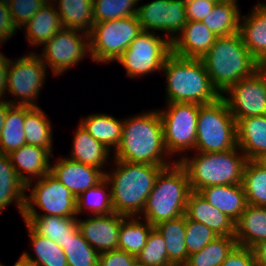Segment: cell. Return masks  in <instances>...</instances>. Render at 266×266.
Returning <instances> with one entry per match:
<instances>
[{
    "instance_id": "1",
    "label": "cell",
    "mask_w": 266,
    "mask_h": 266,
    "mask_svg": "<svg viewBox=\"0 0 266 266\" xmlns=\"http://www.w3.org/2000/svg\"><path fill=\"white\" fill-rule=\"evenodd\" d=\"M112 154L113 159L130 163L170 166L176 162L165 148L158 109L124 118L121 141Z\"/></svg>"
},
{
    "instance_id": "2",
    "label": "cell",
    "mask_w": 266,
    "mask_h": 266,
    "mask_svg": "<svg viewBox=\"0 0 266 266\" xmlns=\"http://www.w3.org/2000/svg\"><path fill=\"white\" fill-rule=\"evenodd\" d=\"M105 173L111 186L114 212L126 217L141 216L159 172L168 166L113 160ZM111 170V171H110Z\"/></svg>"
},
{
    "instance_id": "3",
    "label": "cell",
    "mask_w": 266,
    "mask_h": 266,
    "mask_svg": "<svg viewBox=\"0 0 266 266\" xmlns=\"http://www.w3.org/2000/svg\"><path fill=\"white\" fill-rule=\"evenodd\" d=\"M202 60L213 86L221 95L262 67L244 45L240 32L217 37Z\"/></svg>"
},
{
    "instance_id": "4",
    "label": "cell",
    "mask_w": 266,
    "mask_h": 266,
    "mask_svg": "<svg viewBox=\"0 0 266 266\" xmlns=\"http://www.w3.org/2000/svg\"><path fill=\"white\" fill-rule=\"evenodd\" d=\"M166 102L209 104L221 97L213 86L202 59L182 58L171 53L162 66Z\"/></svg>"
},
{
    "instance_id": "5",
    "label": "cell",
    "mask_w": 266,
    "mask_h": 266,
    "mask_svg": "<svg viewBox=\"0 0 266 266\" xmlns=\"http://www.w3.org/2000/svg\"><path fill=\"white\" fill-rule=\"evenodd\" d=\"M190 192L187 171L179 162L163 168L156 177L141 219L155 226L185 215Z\"/></svg>"
},
{
    "instance_id": "6",
    "label": "cell",
    "mask_w": 266,
    "mask_h": 266,
    "mask_svg": "<svg viewBox=\"0 0 266 266\" xmlns=\"http://www.w3.org/2000/svg\"><path fill=\"white\" fill-rule=\"evenodd\" d=\"M248 159L239 147L222 152H197L183 157L179 163L186 169L191 191L213 185L242 184Z\"/></svg>"
},
{
    "instance_id": "7",
    "label": "cell",
    "mask_w": 266,
    "mask_h": 266,
    "mask_svg": "<svg viewBox=\"0 0 266 266\" xmlns=\"http://www.w3.org/2000/svg\"><path fill=\"white\" fill-rule=\"evenodd\" d=\"M237 146L236 121L226 101L199 105L195 152H222Z\"/></svg>"
},
{
    "instance_id": "8",
    "label": "cell",
    "mask_w": 266,
    "mask_h": 266,
    "mask_svg": "<svg viewBox=\"0 0 266 266\" xmlns=\"http://www.w3.org/2000/svg\"><path fill=\"white\" fill-rule=\"evenodd\" d=\"M142 31L136 15L94 23L89 34L88 58L97 64L117 61Z\"/></svg>"
},
{
    "instance_id": "9",
    "label": "cell",
    "mask_w": 266,
    "mask_h": 266,
    "mask_svg": "<svg viewBox=\"0 0 266 266\" xmlns=\"http://www.w3.org/2000/svg\"><path fill=\"white\" fill-rule=\"evenodd\" d=\"M166 104V108L158 109L163 125L164 144L171 158L180 155L176 159V162H179L187 155L185 154L187 150L195 152L199 104L185 102H166Z\"/></svg>"
},
{
    "instance_id": "10",
    "label": "cell",
    "mask_w": 266,
    "mask_h": 266,
    "mask_svg": "<svg viewBox=\"0 0 266 266\" xmlns=\"http://www.w3.org/2000/svg\"><path fill=\"white\" fill-rule=\"evenodd\" d=\"M27 191L30 195L25 196L22 216L51 215L77 218V199L50 172L42 178L27 183ZM36 207L41 210L39 213Z\"/></svg>"
},
{
    "instance_id": "11",
    "label": "cell",
    "mask_w": 266,
    "mask_h": 266,
    "mask_svg": "<svg viewBox=\"0 0 266 266\" xmlns=\"http://www.w3.org/2000/svg\"><path fill=\"white\" fill-rule=\"evenodd\" d=\"M47 68L34 51L18 59H11L7 71L6 92L15 99L8 102L11 105L39 107L36 102L45 84Z\"/></svg>"
},
{
    "instance_id": "12",
    "label": "cell",
    "mask_w": 266,
    "mask_h": 266,
    "mask_svg": "<svg viewBox=\"0 0 266 266\" xmlns=\"http://www.w3.org/2000/svg\"><path fill=\"white\" fill-rule=\"evenodd\" d=\"M171 54V42L157 33L142 31L117 59L126 76L137 79L144 75L161 72L166 58Z\"/></svg>"
},
{
    "instance_id": "13",
    "label": "cell",
    "mask_w": 266,
    "mask_h": 266,
    "mask_svg": "<svg viewBox=\"0 0 266 266\" xmlns=\"http://www.w3.org/2000/svg\"><path fill=\"white\" fill-rule=\"evenodd\" d=\"M43 53L37 54L51 69L53 75L74 68L90 54L89 34L69 28H62L43 45Z\"/></svg>"
},
{
    "instance_id": "14",
    "label": "cell",
    "mask_w": 266,
    "mask_h": 266,
    "mask_svg": "<svg viewBox=\"0 0 266 266\" xmlns=\"http://www.w3.org/2000/svg\"><path fill=\"white\" fill-rule=\"evenodd\" d=\"M221 97L226 101L235 121L266 115V71L263 67L259 68L251 76L228 88Z\"/></svg>"
},
{
    "instance_id": "15",
    "label": "cell",
    "mask_w": 266,
    "mask_h": 266,
    "mask_svg": "<svg viewBox=\"0 0 266 266\" xmlns=\"http://www.w3.org/2000/svg\"><path fill=\"white\" fill-rule=\"evenodd\" d=\"M137 18L143 31L163 32L172 42L187 23L184 0H153L138 6ZM158 31V32H157Z\"/></svg>"
},
{
    "instance_id": "16",
    "label": "cell",
    "mask_w": 266,
    "mask_h": 266,
    "mask_svg": "<svg viewBox=\"0 0 266 266\" xmlns=\"http://www.w3.org/2000/svg\"><path fill=\"white\" fill-rule=\"evenodd\" d=\"M126 218L113 212L108 215H90L85 220H77L82 236L100 254L118 248L119 229Z\"/></svg>"
},
{
    "instance_id": "17",
    "label": "cell",
    "mask_w": 266,
    "mask_h": 266,
    "mask_svg": "<svg viewBox=\"0 0 266 266\" xmlns=\"http://www.w3.org/2000/svg\"><path fill=\"white\" fill-rule=\"evenodd\" d=\"M50 173L65 185L76 199L105 178L101 169L62 156L54 164L51 163Z\"/></svg>"
},
{
    "instance_id": "18",
    "label": "cell",
    "mask_w": 266,
    "mask_h": 266,
    "mask_svg": "<svg viewBox=\"0 0 266 266\" xmlns=\"http://www.w3.org/2000/svg\"><path fill=\"white\" fill-rule=\"evenodd\" d=\"M217 36L198 21H187L181 32L171 42V53L182 58L202 59Z\"/></svg>"
},
{
    "instance_id": "19",
    "label": "cell",
    "mask_w": 266,
    "mask_h": 266,
    "mask_svg": "<svg viewBox=\"0 0 266 266\" xmlns=\"http://www.w3.org/2000/svg\"><path fill=\"white\" fill-rule=\"evenodd\" d=\"M8 155L16 174L25 184L50 172L53 154L48 149L24 144Z\"/></svg>"
},
{
    "instance_id": "20",
    "label": "cell",
    "mask_w": 266,
    "mask_h": 266,
    "mask_svg": "<svg viewBox=\"0 0 266 266\" xmlns=\"http://www.w3.org/2000/svg\"><path fill=\"white\" fill-rule=\"evenodd\" d=\"M185 216L212 229L218 236H235V222L205 200L199 192L191 191Z\"/></svg>"
},
{
    "instance_id": "21",
    "label": "cell",
    "mask_w": 266,
    "mask_h": 266,
    "mask_svg": "<svg viewBox=\"0 0 266 266\" xmlns=\"http://www.w3.org/2000/svg\"><path fill=\"white\" fill-rule=\"evenodd\" d=\"M240 34L244 45L262 66L266 62V2L259 1L250 14L241 15Z\"/></svg>"
},
{
    "instance_id": "22",
    "label": "cell",
    "mask_w": 266,
    "mask_h": 266,
    "mask_svg": "<svg viewBox=\"0 0 266 266\" xmlns=\"http://www.w3.org/2000/svg\"><path fill=\"white\" fill-rule=\"evenodd\" d=\"M212 206L226 214L235 223L244 212L247 201L242 184L213 185L199 191Z\"/></svg>"
},
{
    "instance_id": "23",
    "label": "cell",
    "mask_w": 266,
    "mask_h": 266,
    "mask_svg": "<svg viewBox=\"0 0 266 266\" xmlns=\"http://www.w3.org/2000/svg\"><path fill=\"white\" fill-rule=\"evenodd\" d=\"M237 146L248 160H257L266 153V115L236 121Z\"/></svg>"
},
{
    "instance_id": "24",
    "label": "cell",
    "mask_w": 266,
    "mask_h": 266,
    "mask_svg": "<svg viewBox=\"0 0 266 266\" xmlns=\"http://www.w3.org/2000/svg\"><path fill=\"white\" fill-rule=\"evenodd\" d=\"M70 156L72 161L97 167L104 173L107 171L104 167L108 164L112 151L103 143L93 138L79 123L72 140Z\"/></svg>"
},
{
    "instance_id": "25",
    "label": "cell",
    "mask_w": 266,
    "mask_h": 266,
    "mask_svg": "<svg viewBox=\"0 0 266 266\" xmlns=\"http://www.w3.org/2000/svg\"><path fill=\"white\" fill-rule=\"evenodd\" d=\"M23 27L29 46L39 48L60 31L63 25L55 5L49 0Z\"/></svg>"
},
{
    "instance_id": "26",
    "label": "cell",
    "mask_w": 266,
    "mask_h": 266,
    "mask_svg": "<svg viewBox=\"0 0 266 266\" xmlns=\"http://www.w3.org/2000/svg\"><path fill=\"white\" fill-rule=\"evenodd\" d=\"M235 238L238 246L251 249L266 240V207L247 204L235 223Z\"/></svg>"
},
{
    "instance_id": "27",
    "label": "cell",
    "mask_w": 266,
    "mask_h": 266,
    "mask_svg": "<svg viewBox=\"0 0 266 266\" xmlns=\"http://www.w3.org/2000/svg\"><path fill=\"white\" fill-rule=\"evenodd\" d=\"M34 256L23 252L19 258L31 266H68L63 248L49 238L37 234L26 222Z\"/></svg>"
},
{
    "instance_id": "28",
    "label": "cell",
    "mask_w": 266,
    "mask_h": 266,
    "mask_svg": "<svg viewBox=\"0 0 266 266\" xmlns=\"http://www.w3.org/2000/svg\"><path fill=\"white\" fill-rule=\"evenodd\" d=\"M26 184L16 174L9 155L0 154V213L16 203L21 216L24 212Z\"/></svg>"
},
{
    "instance_id": "29",
    "label": "cell",
    "mask_w": 266,
    "mask_h": 266,
    "mask_svg": "<svg viewBox=\"0 0 266 266\" xmlns=\"http://www.w3.org/2000/svg\"><path fill=\"white\" fill-rule=\"evenodd\" d=\"M26 222L37 234L57 242L61 247L70 236L79 230L77 218L61 216H22Z\"/></svg>"
},
{
    "instance_id": "30",
    "label": "cell",
    "mask_w": 266,
    "mask_h": 266,
    "mask_svg": "<svg viewBox=\"0 0 266 266\" xmlns=\"http://www.w3.org/2000/svg\"><path fill=\"white\" fill-rule=\"evenodd\" d=\"M80 120L79 123L83 128L110 151L114 152L119 146L123 132V120L106 113H94Z\"/></svg>"
},
{
    "instance_id": "31",
    "label": "cell",
    "mask_w": 266,
    "mask_h": 266,
    "mask_svg": "<svg viewBox=\"0 0 266 266\" xmlns=\"http://www.w3.org/2000/svg\"><path fill=\"white\" fill-rule=\"evenodd\" d=\"M154 228L163 236L169 261L174 266L184 265L188 259L185 243L186 216L165 220Z\"/></svg>"
},
{
    "instance_id": "32",
    "label": "cell",
    "mask_w": 266,
    "mask_h": 266,
    "mask_svg": "<svg viewBox=\"0 0 266 266\" xmlns=\"http://www.w3.org/2000/svg\"><path fill=\"white\" fill-rule=\"evenodd\" d=\"M60 16L63 28L90 34L93 20V0H50Z\"/></svg>"
},
{
    "instance_id": "33",
    "label": "cell",
    "mask_w": 266,
    "mask_h": 266,
    "mask_svg": "<svg viewBox=\"0 0 266 266\" xmlns=\"http://www.w3.org/2000/svg\"><path fill=\"white\" fill-rule=\"evenodd\" d=\"M237 2L238 0H226L215 4L202 23L217 37L240 32L241 11Z\"/></svg>"
},
{
    "instance_id": "34",
    "label": "cell",
    "mask_w": 266,
    "mask_h": 266,
    "mask_svg": "<svg viewBox=\"0 0 266 266\" xmlns=\"http://www.w3.org/2000/svg\"><path fill=\"white\" fill-rule=\"evenodd\" d=\"M32 108L20 105H11L8 108L0 135V154L8 155L26 144L24 120Z\"/></svg>"
},
{
    "instance_id": "35",
    "label": "cell",
    "mask_w": 266,
    "mask_h": 266,
    "mask_svg": "<svg viewBox=\"0 0 266 266\" xmlns=\"http://www.w3.org/2000/svg\"><path fill=\"white\" fill-rule=\"evenodd\" d=\"M26 144L48 149L53 154V126L40 107H33L24 120Z\"/></svg>"
},
{
    "instance_id": "36",
    "label": "cell",
    "mask_w": 266,
    "mask_h": 266,
    "mask_svg": "<svg viewBox=\"0 0 266 266\" xmlns=\"http://www.w3.org/2000/svg\"><path fill=\"white\" fill-rule=\"evenodd\" d=\"M87 211L92 213V216L108 215L114 212L111 186L106 178L77 198V218L81 213H88Z\"/></svg>"
},
{
    "instance_id": "37",
    "label": "cell",
    "mask_w": 266,
    "mask_h": 266,
    "mask_svg": "<svg viewBox=\"0 0 266 266\" xmlns=\"http://www.w3.org/2000/svg\"><path fill=\"white\" fill-rule=\"evenodd\" d=\"M153 228L148 221H141L140 217H127L119 229L117 249L136 256L145 246Z\"/></svg>"
},
{
    "instance_id": "38",
    "label": "cell",
    "mask_w": 266,
    "mask_h": 266,
    "mask_svg": "<svg viewBox=\"0 0 266 266\" xmlns=\"http://www.w3.org/2000/svg\"><path fill=\"white\" fill-rule=\"evenodd\" d=\"M236 246L235 236H217L199 252L188 255L184 266H221Z\"/></svg>"
},
{
    "instance_id": "39",
    "label": "cell",
    "mask_w": 266,
    "mask_h": 266,
    "mask_svg": "<svg viewBox=\"0 0 266 266\" xmlns=\"http://www.w3.org/2000/svg\"><path fill=\"white\" fill-rule=\"evenodd\" d=\"M242 185L249 205L266 207V168L257 160H248Z\"/></svg>"
},
{
    "instance_id": "40",
    "label": "cell",
    "mask_w": 266,
    "mask_h": 266,
    "mask_svg": "<svg viewBox=\"0 0 266 266\" xmlns=\"http://www.w3.org/2000/svg\"><path fill=\"white\" fill-rule=\"evenodd\" d=\"M68 266H98L99 253L82 236L80 230L62 244Z\"/></svg>"
},
{
    "instance_id": "41",
    "label": "cell",
    "mask_w": 266,
    "mask_h": 266,
    "mask_svg": "<svg viewBox=\"0 0 266 266\" xmlns=\"http://www.w3.org/2000/svg\"><path fill=\"white\" fill-rule=\"evenodd\" d=\"M142 0H93L94 23L137 15Z\"/></svg>"
},
{
    "instance_id": "42",
    "label": "cell",
    "mask_w": 266,
    "mask_h": 266,
    "mask_svg": "<svg viewBox=\"0 0 266 266\" xmlns=\"http://www.w3.org/2000/svg\"><path fill=\"white\" fill-rule=\"evenodd\" d=\"M137 264L142 266H174L168 259L165 240L153 228L143 249L136 255Z\"/></svg>"
},
{
    "instance_id": "43",
    "label": "cell",
    "mask_w": 266,
    "mask_h": 266,
    "mask_svg": "<svg viewBox=\"0 0 266 266\" xmlns=\"http://www.w3.org/2000/svg\"><path fill=\"white\" fill-rule=\"evenodd\" d=\"M218 235L205 224L186 218L185 243L188 255L199 252Z\"/></svg>"
},
{
    "instance_id": "44",
    "label": "cell",
    "mask_w": 266,
    "mask_h": 266,
    "mask_svg": "<svg viewBox=\"0 0 266 266\" xmlns=\"http://www.w3.org/2000/svg\"><path fill=\"white\" fill-rule=\"evenodd\" d=\"M49 0H12L9 9L16 27L23 30V26Z\"/></svg>"
},
{
    "instance_id": "45",
    "label": "cell",
    "mask_w": 266,
    "mask_h": 266,
    "mask_svg": "<svg viewBox=\"0 0 266 266\" xmlns=\"http://www.w3.org/2000/svg\"><path fill=\"white\" fill-rule=\"evenodd\" d=\"M136 256L123 250H110L99 254L98 266H135Z\"/></svg>"
},
{
    "instance_id": "46",
    "label": "cell",
    "mask_w": 266,
    "mask_h": 266,
    "mask_svg": "<svg viewBox=\"0 0 266 266\" xmlns=\"http://www.w3.org/2000/svg\"><path fill=\"white\" fill-rule=\"evenodd\" d=\"M221 266H258L251 248L236 246Z\"/></svg>"
},
{
    "instance_id": "47",
    "label": "cell",
    "mask_w": 266,
    "mask_h": 266,
    "mask_svg": "<svg viewBox=\"0 0 266 266\" xmlns=\"http://www.w3.org/2000/svg\"><path fill=\"white\" fill-rule=\"evenodd\" d=\"M17 27L13 21L9 6L0 3V45L16 35Z\"/></svg>"
},
{
    "instance_id": "48",
    "label": "cell",
    "mask_w": 266,
    "mask_h": 266,
    "mask_svg": "<svg viewBox=\"0 0 266 266\" xmlns=\"http://www.w3.org/2000/svg\"><path fill=\"white\" fill-rule=\"evenodd\" d=\"M216 3L209 0H195L186 2L187 21L202 22L208 13L213 9Z\"/></svg>"
},
{
    "instance_id": "49",
    "label": "cell",
    "mask_w": 266,
    "mask_h": 266,
    "mask_svg": "<svg viewBox=\"0 0 266 266\" xmlns=\"http://www.w3.org/2000/svg\"><path fill=\"white\" fill-rule=\"evenodd\" d=\"M11 59L0 52V99H5L7 93V71Z\"/></svg>"
},
{
    "instance_id": "50",
    "label": "cell",
    "mask_w": 266,
    "mask_h": 266,
    "mask_svg": "<svg viewBox=\"0 0 266 266\" xmlns=\"http://www.w3.org/2000/svg\"><path fill=\"white\" fill-rule=\"evenodd\" d=\"M252 250L258 266H266V240L256 244Z\"/></svg>"
},
{
    "instance_id": "51",
    "label": "cell",
    "mask_w": 266,
    "mask_h": 266,
    "mask_svg": "<svg viewBox=\"0 0 266 266\" xmlns=\"http://www.w3.org/2000/svg\"><path fill=\"white\" fill-rule=\"evenodd\" d=\"M11 104L8 102V99H0V135L3 129L4 120L7 114L8 108Z\"/></svg>"
},
{
    "instance_id": "52",
    "label": "cell",
    "mask_w": 266,
    "mask_h": 266,
    "mask_svg": "<svg viewBox=\"0 0 266 266\" xmlns=\"http://www.w3.org/2000/svg\"><path fill=\"white\" fill-rule=\"evenodd\" d=\"M257 161L266 168V153L259 157Z\"/></svg>"
},
{
    "instance_id": "53",
    "label": "cell",
    "mask_w": 266,
    "mask_h": 266,
    "mask_svg": "<svg viewBox=\"0 0 266 266\" xmlns=\"http://www.w3.org/2000/svg\"><path fill=\"white\" fill-rule=\"evenodd\" d=\"M13 266H31V265L23 262L20 258H18V260L15 262Z\"/></svg>"
},
{
    "instance_id": "54",
    "label": "cell",
    "mask_w": 266,
    "mask_h": 266,
    "mask_svg": "<svg viewBox=\"0 0 266 266\" xmlns=\"http://www.w3.org/2000/svg\"><path fill=\"white\" fill-rule=\"evenodd\" d=\"M185 2H192V1H195V0H184ZM209 1H212V2H214V3H216V4H218V3H221V2H225L226 0H209Z\"/></svg>"
},
{
    "instance_id": "55",
    "label": "cell",
    "mask_w": 266,
    "mask_h": 266,
    "mask_svg": "<svg viewBox=\"0 0 266 266\" xmlns=\"http://www.w3.org/2000/svg\"><path fill=\"white\" fill-rule=\"evenodd\" d=\"M11 1L12 0H0V3L3 5L9 6Z\"/></svg>"
},
{
    "instance_id": "56",
    "label": "cell",
    "mask_w": 266,
    "mask_h": 266,
    "mask_svg": "<svg viewBox=\"0 0 266 266\" xmlns=\"http://www.w3.org/2000/svg\"><path fill=\"white\" fill-rule=\"evenodd\" d=\"M262 67H263L264 70L266 71V62L262 65Z\"/></svg>"
}]
</instances>
